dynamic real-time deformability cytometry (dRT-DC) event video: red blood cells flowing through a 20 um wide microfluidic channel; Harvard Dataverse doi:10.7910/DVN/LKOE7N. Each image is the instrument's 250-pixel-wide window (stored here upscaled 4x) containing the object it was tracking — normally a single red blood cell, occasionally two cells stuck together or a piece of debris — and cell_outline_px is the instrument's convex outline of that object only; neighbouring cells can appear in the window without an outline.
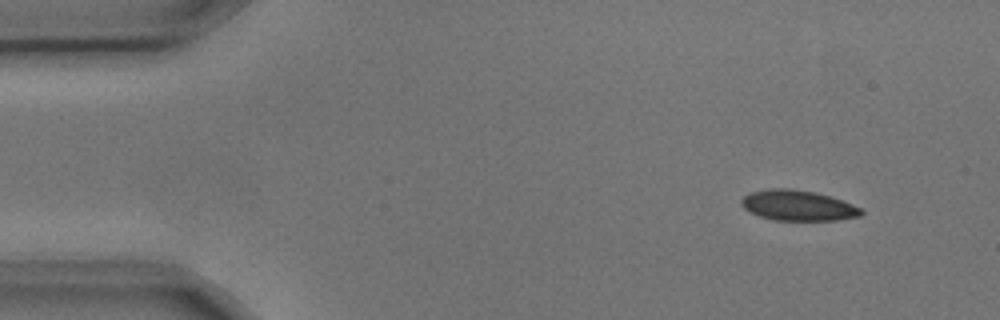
{"species": "common noctule bat (a hibernating species)", "species_latin": "Nyctalus noctula", "temperature_condition": "cold", "stored_images_in_passage": 5, "camera_frame_rate_fps": 3000, "um_per_image_px": 0.085, "animal": {"sex": "male", "body_mass_g": 17.9, "forearm_length_mm": 54.2}, "frame": {"image": 1, "passage_image": 1, "time_ms": 0.0, "image_size_px": [1000, 320], "cell_outline_px": [[864, 212], [860, 216], [836, 220], [772, 220], [760, 216], [744, 208], [740, 204], [740, 200], [744, 196], [752, 192], [768, 188], [788, 188], [812, 192], [828, 196], [852, 204], [860, 208]], "centroid_in_image_um": [67.79, 17.47], "position_along_channel_um": 17.2, "area_um2": 20.98}}
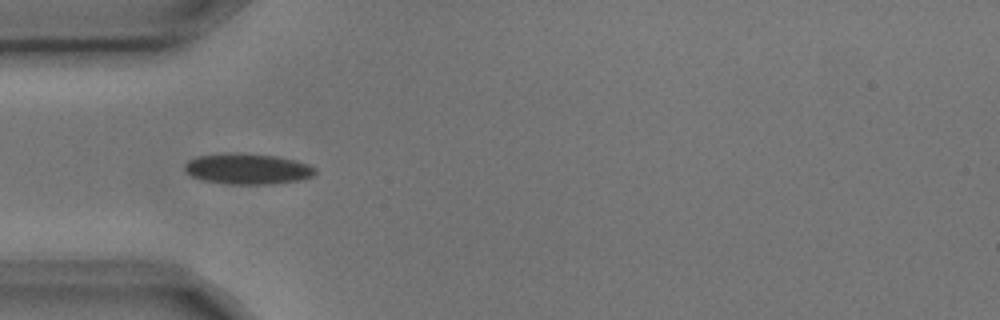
{"frame": {"image": 2, "passage_image": 4, "time_ms": 1.0, "image_size_px": [1000, 320], "cell_outline_px": [[316, 172], [312, 176], [300, 180], [272, 184], [228, 184], [200, 180], [192, 176], [184, 168], [184, 164], [188, 160], [200, 156], [276, 156], [308, 164], [316, 168]], "centroid_in_image_um": [21.08, 14.42], "position_along_channel_um": 63.9, "area_um2": 22.2}}